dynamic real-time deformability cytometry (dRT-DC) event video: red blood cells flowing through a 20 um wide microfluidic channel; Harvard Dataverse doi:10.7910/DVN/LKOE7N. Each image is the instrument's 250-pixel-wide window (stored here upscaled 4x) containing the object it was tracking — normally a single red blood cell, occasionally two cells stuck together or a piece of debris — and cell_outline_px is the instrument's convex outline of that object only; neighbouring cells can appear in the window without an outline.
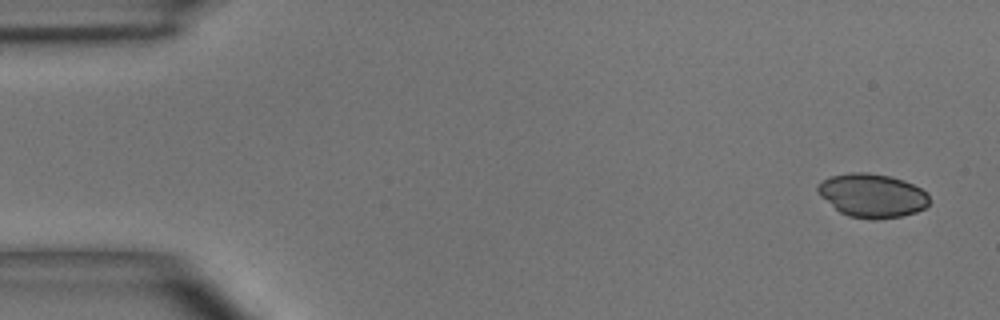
{"species": "common noctule bat (a hibernating species)", "species_latin": "Nyctalus noctula", "temperature_condition": "room temperature", "stored_images_in_passage": 7, "camera_frame_rate_fps": 3000, "um_per_image_px": 0.085, "animal": {"sex": "male", "body_mass_g": 15.6}, "frame": {"image": 1, "passage_image": 1, "time_ms": 0.0, "image_size_px": [1000, 320], "cell_outline_px": [[928, 204], [924, 208], [916, 212], [900, 216], [880, 220], [872, 220], [848, 216], [840, 212], [820, 196], [816, 192], [816, 184], [832, 176], [848, 172], [868, 172], [888, 176], [904, 180], [928, 192]], "centroid_in_image_um": [74.11, 16.62], "position_along_channel_um": 10.9, "area_um2": 28.55}}
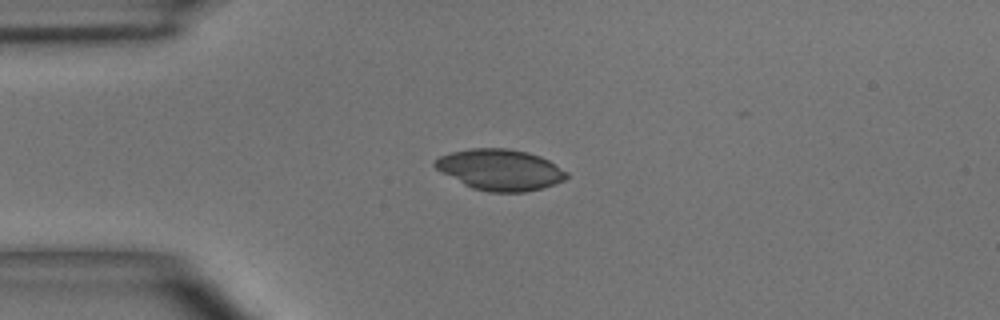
{"frame": {"image": 2, "passage_image": 4, "time_ms": 3.333, "image_size_px": [1000, 320], "cell_outline_px": [[568, 176], [564, 180], [540, 188], [524, 192], [488, 192], [472, 188], [464, 184], [436, 168], [432, 164], [440, 156], [452, 152], [472, 148], [508, 148], [528, 152], [540, 156], [548, 160], [568, 172]], "centroid_in_image_um": [42.52, 14.42], "position_along_channel_um": 42.5, "area_um2": 31.15}}
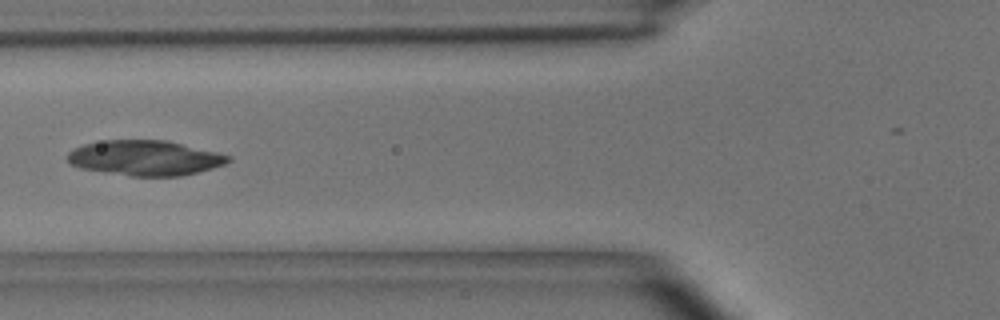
{"frame": {"image": 3, "passage_image": 6, "time_ms": 5.667, "image_size_px": [1000, 320], "cell_outline_px": [[232, 160], [224, 164], [212, 168], [180, 176], [132, 176], [80, 168], [68, 164], [68, 152], [84, 144], [104, 140], [164, 140], [216, 152], [232, 156]], "centroid_in_image_um": [12.31, 13.43], "position_along_channel_um": 113.5, "area_um2": 32.6}}